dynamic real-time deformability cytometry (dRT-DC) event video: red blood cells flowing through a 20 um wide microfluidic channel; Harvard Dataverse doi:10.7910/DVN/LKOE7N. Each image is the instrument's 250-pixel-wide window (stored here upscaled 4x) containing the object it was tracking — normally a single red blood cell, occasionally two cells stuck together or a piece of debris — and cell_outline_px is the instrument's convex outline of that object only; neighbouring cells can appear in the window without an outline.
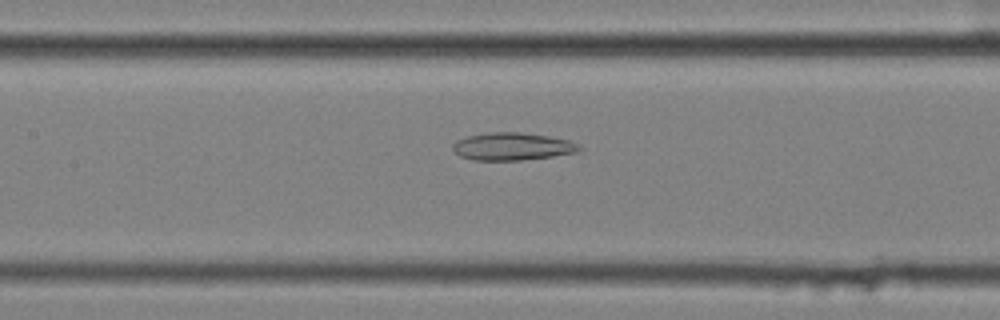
{"species": "common noctule bat (a hibernating species)", "species_latin": "Nyctalus noctula", "temperature_condition": "cold", "stored_images_in_passage": 33, "camera_frame_rate_fps": 3000, "um_per_image_px": 0.085, "animal": {"sex": "female", "body_mass_g": 25.1}, "frame": {"image": 1, "passage_image": 10, "time_ms": 3.0, "image_size_px": [1000, 320], "cell_outline_px": [[584, 148], [576, 152], [552, 156], [520, 160], [472, 160], [460, 156], [452, 148], [452, 144], [456, 140], [468, 136], [488, 132], [520, 132], [548, 136], [568, 140], [580, 144]], "centroid_in_image_um": [43.55, 12.44], "position_along_channel_um": 163.9, "area_um2": 20.35}}
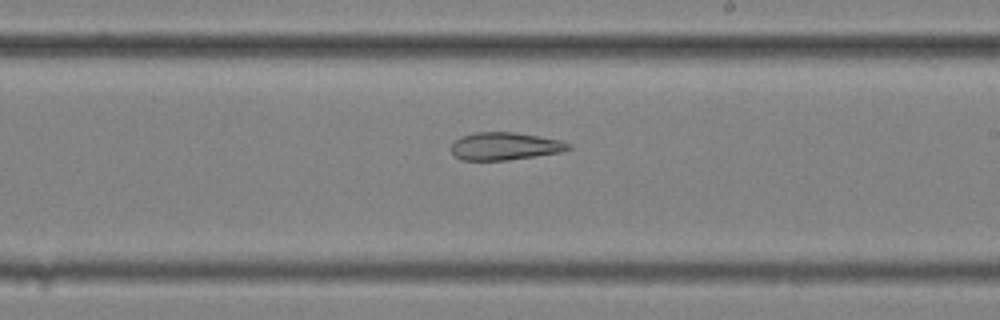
{"frame": {"image": 2, "passage_image": 17, "time_ms": 5.333, "image_size_px": [1000, 320], "cell_outline_px": [[572, 148], [560, 152], [508, 160], [460, 160], [452, 152], [452, 140], [460, 136], [472, 132], [512, 132], [560, 140], [568, 144]], "centroid_in_image_um": [42.84, 12.42], "position_along_channel_um": 246.2, "area_um2": 18.79}}
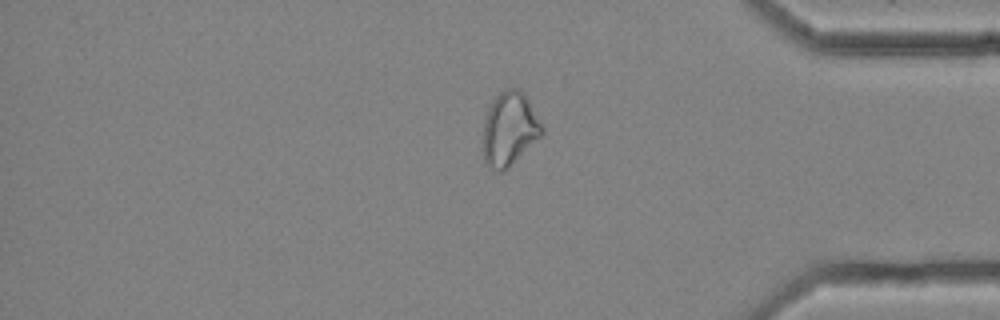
{"frame": {"image": 3, "passage_image": 31, "time_ms": 10.0, "image_size_px": [1000, 320], "cell_outline_px": [[544, 132], [504, 172], [500, 172], [484, 164], [484, 120], [488, 108], [492, 100], [504, 88], [520, 88], [528, 96], [544, 128]], "centroid_in_image_um": [43.32, 10.92], "position_along_channel_um": 391.9, "area_um2": 25.43}, "authors_computed_cell_mechanics": {"area_um2": 20.9236, "velocity_mm_per_s": 3.5327, "shape_relaxation_time_tau1_ms": null, "shape_relaxation_time_tau2_ms": 4.4429, "deformation_change_tau1": null, "deformation_change_tau2": 0.1348}}